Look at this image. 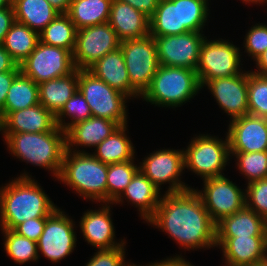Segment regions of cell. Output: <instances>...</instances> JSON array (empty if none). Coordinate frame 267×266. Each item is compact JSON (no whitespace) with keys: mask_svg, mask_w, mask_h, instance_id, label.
I'll list each match as a JSON object with an SVG mask.
<instances>
[{"mask_svg":"<svg viewBox=\"0 0 267 266\" xmlns=\"http://www.w3.org/2000/svg\"><path fill=\"white\" fill-rule=\"evenodd\" d=\"M15 22L14 9L10 7L0 9V45L3 44L5 35Z\"/></svg>","mask_w":267,"mask_h":266,"instance_id":"cell-44","label":"cell"},{"mask_svg":"<svg viewBox=\"0 0 267 266\" xmlns=\"http://www.w3.org/2000/svg\"><path fill=\"white\" fill-rule=\"evenodd\" d=\"M113 0H73L67 13L77 30L108 22Z\"/></svg>","mask_w":267,"mask_h":266,"instance_id":"cell-30","label":"cell"},{"mask_svg":"<svg viewBox=\"0 0 267 266\" xmlns=\"http://www.w3.org/2000/svg\"><path fill=\"white\" fill-rule=\"evenodd\" d=\"M216 237H267L265 219L245 206L216 224Z\"/></svg>","mask_w":267,"mask_h":266,"instance_id":"cell-25","label":"cell"},{"mask_svg":"<svg viewBox=\"0 0 267 266\" xmlns=\"http://www.w3.org/2000/svg\"><path fill=\"white\" fill-rule=\"evenodd\" d=\"M87 70L129 99L132 97L139 98L131 89L127 68L120 47L107 53Z\"/></svg>","mask_w":267,"mask_h":266,"instance_id":"cell-23","label":"cell"},{"mask_svg":"<svg viewBox=\"0 0 267 266\" xmlns=\"http://www.w3.org/2000/svg\"><path fill=\"white\" fill-rule=\"evenodd\" d=\"M124 3H128L136 10L144 13L147 17H151L159 4L160 0H118Z\"/></svg>","mask_w":267,"mask_h":266,"instance_id":"cell-45","label":"cell"},{"mask_svg":"<svg viewBox=\"0 0 267 266\" xmlns=\"http://www.w3.org/2000/svg\"><path fill=\"white\" fill-rule=\"evenodd\" d=\"M265 230H266V235H267V217L265 218Z\"/></svg>","mask_w":267,"mask_h":266,"instance_id":"cell-54","label":"cell"},{"mask_svg":"<svg viewBox=\"0 0 267 266\" xmlns=\"http://www.w3.org/2000/svg\"><path fill=\"white\" fill-rule=\"evenodd\" d=\"M230 154L237 159L235 160L237 168L241 172L240 174L248 179V183L267 178V151L230 152Z\"/></svg>","mask_w":267,"mask_h":266,"instance_id":"cell-38","label":"cell"},{"mask_svg":"<svg viewBox=\"0 0 267 266\" xmlns=\"http://www.w3.org/2000/svg\"><path fill=\"white\" fill-rule=\"evenodd\" d=\"M56 127L55 115L40 103L11 113H0V132L3 133L50 132Z\"/></svg>","mask_w":267,"mask_h":266,"instance_id":"cell-18","label":"cell"},{"mask_svg":"<svg viewBox=\"0 0 267 266\" xmlns=\"http://www.w3.org/2000/svg\"><path fill=\"white\" fill-rule=\"evenodd\" d=\"M20 71V67L9 55L7 50L0 45V72Z\"/></svg>","mask_w":267,"mask_h":266,"instance_id":"cell-47","label":"cell"},{"mask_svg":"<svg viewBox=\"0 0 267 266\" xmlns=\"http://www.w3.org/2000/svg\"><path fill=\"white\" fill-rule=\"evenodd\" d=\"M184 151L173 149H160L153 151L140 162L139 170L159 189L168 182L165 193H180L192 189L181 181L184 170Z\"/></svg>","mask_w":267,"mask_h":266,"instance_id":"cell-13","label":"cell"},{"mask_svg":"<svg viewBox=\"0 0 267 266\" xmlns=\"http://www.w3.org/2000/svg\"><path fill=\"white\" fill-rule=\"evenodd\" d=\"M184 151V168L201 179L224 175L223 170L230 163V148L226 134L224 140L217 136L199 134L191 139Z\"/></svg>","mask_w":267,"mask_h":266,"instance_id":"cell-7","label":"cell"},{"mask_svg":"<svg viewBox=\"0 0 267 266\" xmlns=\"http://www.w3.org/2000/svg\"><path fill=\"white\" fill-rule=\"evenodd\" d=\"M89 117H92L91 109L79 90L74 93L55 115L57 126L65 132L74 124ZM64 118H70L71 121L66 123Z\"/></svg>","mask_w":267,"mask_h":266,"instance_id":"cell-36","label":"cell"},{"mask_svg":"<svg viewBox=\"0 0 267 266\" xmlns=\"http://www.w3.org/2000/svg\"><path fill=\"white\" fill-rule=\"evenodd\" d=\"M0 187V228L14 230L33 218L49 217L58 207L42 187L24 172Z\"/></svg>","mask_w":267,"mask_h":266,"instance_id":"cell-2","label":"cell"},{"mask_svg":"<svg viewBox=\"0 0 267 266\" xmlns=\"http://www.w3.org/2000/svg\"><path fill=\"white\" fill-rule=\"evenodd\" d=\"M12 5V0H0V9L10 7Z\"/></svg>","mask_w":267,"mask_h":266,"instance_id":"cell-51","label":"cell"},{"mask_svg":"<svg viewBox=\"0 0 267 266\" xmlns=\"http://www.w3.org/2000/svg\"><path fill=\"white\" fill-rule=\"evenodd\" d=\"M77 29L67 13H59L40 33L39 41L45 45L69 50L72 54L76 45Z\"/></svg>","mask_w":267,"mask_h":266,"instance_id":"cell-33","label":"cell"},{"mask_svg":"<svg viewBox=\"0 0 267 266\" xmlns=\"http://www.w3.org/2000/svg\"><path fill=\"white\" fill-rule=\"evenodd\" d=\"M39 104V85L21 71L10 86L0 113H11Z\"/></svg>","mask_w":267,"mask_h":266,"instance_id":"cell-31","label":"cell"},{"mask_svg":"<svg viewBox=\"0 0 267 266\" xmlns=\"http://www.w3.org/2000/svg\"><path fill=\"white\" fill-rule=\"evenodd\" d=\"M227 133L230 152L267 151V120L247 114L229 121Z\"/></svg>","mask_w":267,"mask_h":266,"instance_id":"cell-17","label":"cell"},{"mask_svg":"<svg viewBox=\"0 0 267 266\" xmlns=\"http://www.w3.org/2000/svg\"><path fill=\"white\" fill-rule=\"evenodd\" d=\"M38 42L37 32L15 21L5 35L2 46L19 66L36 48Z\"/></svg>","mask_w":267,"mask_h":266,"instance_id":"cell-32","label":"cell"},{"mask_svg":"<svg viewBox=\"0 0 267 266\" xmlns=\"http://www.w3.org/2000/svg\"><path fill=\"white\" fill-rule=\"evenodd\" d=\"M161 191L139 170L122 194L112 203H124L125 200L138 208L141 218L146 222L154 215L160 203Z\"/></svg>","mask_w":267,"mask_h":266,"instance_id":"cell-24","label":"cell"},{"mask_svg":"<svg viewBox=\"0 0 267 266\" xmlns=\"http://www.w3.org/2000/svg\"><path fill=\"white\" fill-rule=\"evenodd\" d=\"M78 90L88 103L92 116L127 124V96L110 87L88 70L78 69Z\"/></svg>","mask_w":267,"mask_h":266,"instance_id":"cell-6","label":"cell"},{"mask_svg":"<svg viewBox=\"0 0 267 266\" xmlns=\"http://www.w3.org/2000/svg\"><path fill=\"white\" fill-rule=\"evenodd\" d=\"M257 70L252 71L255 74L267 76V50L264 51L256 60H255Z\"/></svg>","mask_w":267,"mask_h":266,"instance_id":"cell-49","label":"cell"},{"mask_svg":"<svg viewBox=\"0 0 267 266\" xmlns=\"http://www.w3.org/2000/svg\"><path fill=\"white\" fill-rule=\"evenodd\" d=\"M127 127V124L120 126L96 146V150L92 155L105 164L126 162L135 159V147L126 135Z\"/></svg>","mask_w":267,"mask_h":266,"instance_id":"cell-28","label":"cell"},{"mask_svg":"<svg viewBox=\"0 0 267 266\" xmlns=\"http://www.w3.org/2000/svg\"><path fill=\"white\" fill-rule=\"evenodd\" d=\"M75 222L57 208L47 219L44 230L37 241L38 252L51 262H60L76 247Z\"/></svg>","mask_w":267,"mask_h":266,"instance_id":"cell-15","label":"cell"},{"mask_svg":"<svg viewBox=\"0 0 267 266\" xmlns=\"http://www.w3.org/2000/svg\"><path fill=\"white\" fill-rule=\"evenodd\" d=\"M108 23L121 42L149 35V17L128 3L118 0L112 1Z\"/></svg>","mask_w":267,"mask_h":266,"instance_id":"cell-22","label":"cell"},{"mask_svg":"<svg viewBox=\"0 0 267 266\" xmlns=\"http://www.w3.org/2000/svg\"><path fill=\"white\" fill-rule=\"evenodd\" d=\"M240 48L229 40H208L205 38L196 68L201 88L212 79L241 74Z\"/></svg>","mask_w":267,"mask_h":266,"instance_id":"cell-9","label":"cell"},{"mask_svg":"<svg viewBox=\"0 0 267 266\" xmlns=\"http://www.w3.org/2000/svg\"><path fill=\"white\" fill-rule=\"evenodd\" d=\"M204 86L210 90L219 107L231 116L230 121L249 114L247 71L209 80Z\"/></svg>","mask_w":267,"mask_h":266,"instance_id":"cell-16","label":"cell"},{"mask_svg":"<svg viewBox=\"0 0 267 266\" xmlns=\"http://www.w3.org/2000/svg\"><path fill=\"white\" fill-rule=\"evenodd\" d=\"M109 203H103L98 210H88L80 220V229L88 244L98 250H109L123 246L126 241L116 242L115 229L111 219ZM124 240V241H123Z\"/></svg>","mask_w":267,"mask_h":266,"instance_id":"cell-19","label":"cell"},{"mask_svg":"<svg viewBox=\"0 0 267 266\" xmlns=\"http://www.w3.org/2000/svg\"><path fill=\"white\" fill-rule=\"evenodd\" d=\"M39 85V103L56 115L78 90V69L69 75L42 82Z\"/></svg>","mask_w":267,"mask_h":266,"instance_id":"cell-26","label":"cell"},{"mask_svg":"<svg viewBox=\"0 0 267 266\" xmlns=\"http://www.w3.org/2000/svg\"><path fill=\"white\" fill-rule=\"evenodd\" d=\"M19 72L20 71L0 72V110L4 107L8 90Z\"/></svg>","mask_w":267,"mask_h":266,"instance_id":"cell-46","label":"cell"},{"mask_svg":"<svg viewBox=\"0 0 267 266\" xmlns=\"http://www.w3.org/2000/svg\"><path fill=\"white\" fill-rule=\"evenodd\" d=\"M248 30L244 40V48L248 56L254 61L267 50V25L257 23Z\"/></svg>","mask_w":267,"mask_h":266,"instance_id":"cell-41","label":"cell"},{"mask_svg":"<svg viewBox=\"0 0 267 266\" xmlns=\"http://www.w3.org/2000/svg\"><path fill=\"white\" fill-rule=\"evenodd\" d=\"M116 247L109 250H98L86 263V266H130L125 262V246ZM127 263V264H126Z\"/></svg>","mask_w":267,"mask_h":266,"instance_id":"cell-42","label":"cell"},{"mask_svg":"<svg viewBox=\"0 0 267 266\" xmlns=\"http://www.w3.org/2000/svg\"><path fill=\"white\" fill-rule=\"evenodd\" d=\"M108 164L91 153H77L66 149L57 180L93 202L107 203Z\"/></svg>","mask_w":267,"mask_h":266,"instance_id":"cell-4","label":"cell"},{"mask_svg":"<svg viewBox=\"0 0 267 266\" xmlns=\"http://www.w3.org/2000/svg\"><path fill=\"white\" fill-rule=\"evenodd\" d=\"M203 182V190L193 189L215 224L246 206L245 189L239 188L225 175L205 179Z\"/></svg>","mask_w":267,"mask_h":266,"instance_id":"cell-11","label":"cell"},{"mask_svg":"<svg viewBox=\"0 0 267 266\" xmlns=\"http://www.w3.org/2000/svg\"><path fill=\"white\" fill-rule=\"evenodd\" d=\"M262 266H267V250L266 253L264 255V258L262 259L261 263Z\"/></svg>","mask_w":267,"mask_h":266,"instance_id":"cell-53","label":"cell"},{"mask_svg":"<svg viewBox=\"0 0 267 266\" xmlns=\"http://www.w3.org/2000/svg\"><path fill=\"white\" fill-rule=\"evenodd\" d=\"M225 266L259 265L267 250V237H216Z\"/></svg>","mask_w":267,"mask_h":266,"instance_id":"cell-20","label":"cell"},{"mask_svg":"<svg viewBox=\"0 0 267 266\" xmlns=\"http://www.w3.org/2000/svg\"><path fill=\"white\" fill-rule=\"evenodd\" d=\"M188 32L181 24L180 0L159 1L149 18V35L168 36Z\"/></svg>","mask_w":267,"mask_h":266,"instance_id":"cell-29","label":"cell"},{"mask_svg":"<svg viewBox=\"0 0 267 266\" xmlns=\"http://www.w3.org/2000/svg\"><path fill=\"white\" fill-rule=\"evenodd\" d=\"M15 21L38 34L59 14L47 0H12Z\"/></svg>","mask_w":267,"mask_h":266,"instance_id":"cell-27","label":"cell"},{"mask_svg":"<svg viewBox=\"0 0 267 266\" xmlns=\"http://www.w3.org/2000/svg\"><path fill=\"white\" fill-rule=\"evenodd\" d=\"M121 41L108 22L77 30L73 52L75 68L87 70L107 53L120 47Z\"/></svg>","mask_w":267,"mask_h":266,"instance_id":"cell-12","label":"cell"},{"mask_svg":"<svg viewBox=\"0 0 267 266\" xmlns=\"http://www.w3.org/2000/svg\"><path fill=\"white\" fill-rule=\"evenodd\" d=\"M119 127L116 122L111 120L93 116L89 117L86 120L74 124L66 131L67 150L86 153L84 149L77 150V147L95 148ZM74 146H76V149Z\"/></svg>","mask_w":267,"mask_h":266,"instance_id":"cell-21","label":"cell"},{"mask_svg":"<svg viewBox=\"0 0 267 266\" xmlns=\"http://www.w3.org/2000/svg\"><path fill=\"white\" fill-rule=\"evenodd\" d=\"M201 89L195 70L160 65L140 97L158 107L176 108L189 102Z\"/></svg>","mask_w":267,"mask_h":266,"instance_id":"cell-5","label":"cell"},{"mask_svg":"<svg viewBox=\"0 0 267 266\" xmlns=\"http://www.w3.org/2000/svg\"><path fill=\"white\" fill-rule=\"evenodd\" d=\"M48 217L33 218L19 224L14 231L35 242L40 238Z\"/></svg>","mask_w":267,"mask_h":266,"instance_id":"cell-43","label":"cell"},{"mask_svg":"<svg viewBox=\"0 0 267 266\" xmlns=\"http://www.w3.org/2000/svg\"><path fill=\"white\" fill-rule=\"evenodd\" d=\"M245 200L247 208L265 219L267 217V178L247 183Z\"/></svg>","mask_w":267,"mask_h":266,"instance_id":"cell-40","label":"cell"},{"mask_svg":"<svg viewBox=\"0 0 267 266\" xmlns=\"http://www.w3.org/2000/svg\"><path fill=\"white\" fill-rule=\"evenodd\" d=\"M202 33L203 31L153 36L156 42L159 64L196 71L202 43L206 38Z\"/></svg>","mask_w":267,"mask_h":266,"instance_id":"cell-14","label":"cell"},{"mask_svg":"<svg viewBox=\"0 0 267 266\" xmlns=\"http://www.w3.org/2000/svg\"><path fill=\"white\" fill-rule=\"evenodd\" d=\"M183 256H175L172 258V256L170 258H167L165 260H162L160 262H151L145 266H194L192 265L190 262L185 261L186 259L182 258ZM144 266V265H141Z\"/></svg>","mask_w":267,"mask_h":266,"instance_id":"cell-48","label":"cell"},{"mask_svg":"<svg viewBox=\"0 0 267 266\" xmlns=\"http://www.w3.org/2000/svg\"><path fill=\"white\" fill-rule=\"evenodd\" d=\"M59 13H68L73 0H47Z\"/></svg>","mask_w":267,"mask_h":266,"instance_id":"cell-50","label":"cell"},{"mask_svg":"<svg viewBox=\"0 0 267 266\" xmlns=\"http://www.w3.org/2000/svg\"><path fill=\"white\" fill-rule=\"evenodd\" d=\"M243 1V3L245 2V4H253V3H255V4H263L264 5V3L266 4L267 3V0H242Z\"/></svg>","mask_w":267,"mask_h":266,"instance_id":"cell-52","label":"cell"},{"mask_svg":"<svg viewBox=\"0 0 267 266\" xmlns=\"http://www.w3.org/2000/svg\"><path fill=\"white\" fill-rule=\"evenodd\" d=\"M2 134L13 157L48 169L58 178L67 149L65 131L57 126L50 132Z\"/></svg>","mask_w":267,"mask_h":266,"instance_id":"cell-3","label":"cell"},{"mask_svg":"<svg viewBox=\"0 0 267 266\" xmlns=\"http://www.w3.org/2000/svg\"><path fill=\"white\" fill-rule=\"evenodd\" d=\"M249 114L267 117V76L247 71Z\"/></svg>","mask_w":267,"mask_h":266,"instance_id":"cell-39","label":"cell"},{"mask_svg":"<svg viewBox=\"0 0 267 266\" xmlns=\"http://www.w3.org/2000/svg\"><path fill=\"white\" fill-rule=\"evenodd\" d=\"M4 234V250L7 256L14 262L24 264L26 262L38 261L37 242L19 235L14 230L1 229Z\"/></svg>","mask_w":267,"mask_h":266,"instance_id":"cell-35","label":"cell"},{"mask_svg":"<svg viewBox=\"0 0 267 266\" xmlns=\"http://www.w3.org/2000/svg\"><path fill=\"white\" fill-rule=\"evenodd\" d=\"M147 222L169 234L188 251L216 247V224L193 188L165 193Z\"/></svg>","mask_w":267,"mask_h":266,"instance_id":"cell-1","label":"cell"},{"mask_svg":"<svg viewBox=\"0 0 267 266\" xmlns=\"http://www.w3.org/2000/svg\"><path fill=\"white\" fill-rule=\"evenodd\" d=\"M209 0H180L181 24L188 32L203 31L209 16Z\"/></svg>","mask_w":267,"mask_h":266,"instance_id":"cell-37","label":"cell"},{"mask_svg":"<svg viewBox=\"0 0 267 266\" xmlns=\"http://www.w3.org/2000/svg\"><path fill=\"white\" fill-rule=\"evenodd\" d=\"M127 68L131 89L139 96L150 86L160 64L156 42L148 35L140 39L122 41L120 44Z\"/></svg>","mask_w":267,"mask_h":266,"instance_id":"cell-8","label":"cell"},{"mask_svg":"<svg viewBox=\"0 0 267 266\" xmlns=\"http://www.w3.org/2000/svg\"><path fill=\"white\" fill-rule=\"evenodd\" d=\"M135 161L108 164L107 203L110 205L122 194L127 185L139 171Z\"/></svg>","mask_w":267,"mask_h":266,"instance_id":"cell-34","label":"cell"},{"mask_svg":"<svg viewBox=\"0 0 267 266\" xmlns=\"http://www.w3.org/2000/svg\"><path fill=\"white\" fill-rule=\"evenodd\" d=\"M19 67L24 75L37 84L69 75L76 69L73 54L69 50L40 41Z\"/></svg>","mask_w":267,"mask_h":266,"instance_id":"cell-10","label":"cell"},{"mask_svg":"<svg viewBox=\"0 0 267 266\" xmlns=\"http://www.w3.org/2000/svg\"><path fill=\"white\" fill-rule=\"evenodd\" d=\"M130 266H141V265H136V264L132 263Z\"/></svg>","mask_w":267,"mask_h":266,"instance_id":"cell-55","label":"cell"}]
</instances>
